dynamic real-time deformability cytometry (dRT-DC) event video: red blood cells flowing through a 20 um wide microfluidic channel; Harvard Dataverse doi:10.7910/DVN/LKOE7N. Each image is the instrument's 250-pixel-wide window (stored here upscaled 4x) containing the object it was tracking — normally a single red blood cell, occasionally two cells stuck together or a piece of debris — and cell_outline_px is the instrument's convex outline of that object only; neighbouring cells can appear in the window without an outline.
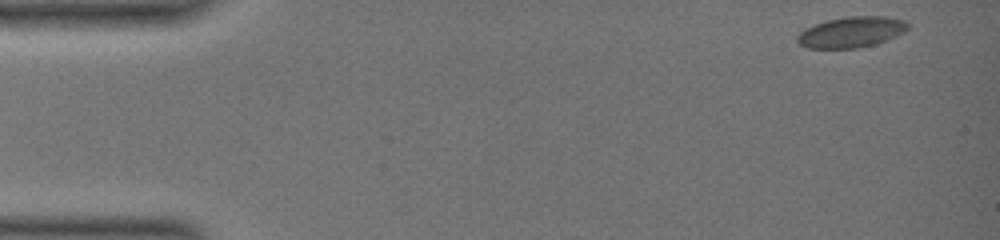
{"species": "common noctule bat (a hibernating species)", "species_latin": "Nyctalus noctula", "temperature_condition": "warm", "stored_images_in_passage": 12, "camera_frame_rate_fps": 3000, "um_per_image_px": 0.085, "animal": {"sex": "female", "body_mass_g": 19.0, "forearm_length_mm": 51.5}, "frame": {"image": 1, "passage_image": 1, "time_ms": 0.0, "image_size_px": [1000, 240], "cell_outline_px": [[908, 28], [904, 32], [896, 36], [876, 44], [856, 48], [808, 48], [800, 44], [796, 40], [796, 36], [804, 28], [828, 20], [848, 16], [884, 16], [904, 20], [908, 24]], "centroid_in_image_um": [72.36, 2.73], "position_along_channel_um": 12.6, "area_um2": 19.77}}